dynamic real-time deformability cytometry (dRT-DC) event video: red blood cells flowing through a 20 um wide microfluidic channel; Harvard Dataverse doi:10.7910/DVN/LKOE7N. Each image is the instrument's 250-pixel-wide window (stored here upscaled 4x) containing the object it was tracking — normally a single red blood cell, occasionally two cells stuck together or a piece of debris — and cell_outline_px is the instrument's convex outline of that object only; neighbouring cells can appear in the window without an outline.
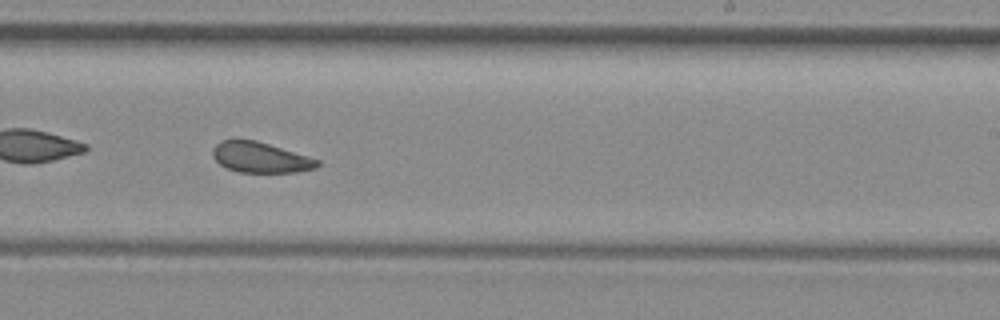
{"species": "common noctule bat (a hibernating species)", "species_latin": "Nyctalus noctula", "temperature_condition": "room temperature", "stored_images_in_passage": 36, "camera_frame_rate_fps": 3000, "um_per_image_px": 0.085, "animal": {"sex": "female", "body_mass_g": 29.2, "forearm_length_mm": 56.3}, "frame": {"image": 1, "passage_image": 16, "time_ms": 5.0, "image_size_px": [1000, 320], "cell_outline_px": [[320, 164], [316, 168], [296, 172], [240, 172], [228, 168], [220, 164], [212, 156], [212, 148], [220, 140], [256, 140], [320, 160]], "centroid_in_image_um": [22.13, 13.38], "position_along_channel_um": 266.9, "area_um2": 18.44}, "authors_computed_cell_mechanics": {"area_um2": 19.7098, "velocity_mm_per_s": 3.9757, "shape_relaxation_time_tau1_ms": null, "shape_relaxation_time_tau2_ms": 3.5274, "deformation_change_tau1": null, "deformation_change_tau2": 0.0789}}